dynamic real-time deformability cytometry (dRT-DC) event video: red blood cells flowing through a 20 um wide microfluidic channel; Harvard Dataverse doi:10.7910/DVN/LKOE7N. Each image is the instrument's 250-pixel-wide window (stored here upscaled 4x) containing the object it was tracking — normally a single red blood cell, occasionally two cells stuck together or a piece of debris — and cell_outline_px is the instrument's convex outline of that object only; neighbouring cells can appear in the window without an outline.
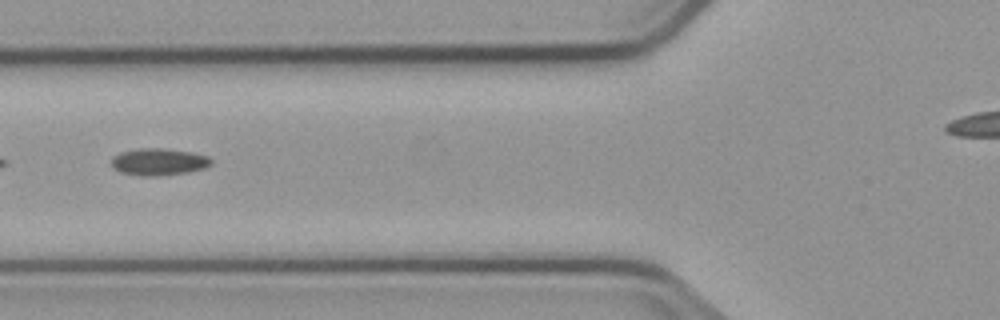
{"species": "common noctule bat (a hibernating species)", "species_latin": "Nyctalus noctula", "temperature_condition": "cold", "stored_images_in_passage": 5, "camera_frame_rate_fps": 3000, "um_per_image_px": 0.085, "animal": {"sex": "male", "body_mass_g": 23.1, "forearm_length_mm": 52.7}, "frame": {"image": 1, "passage_image": 3, "time_ms": 2.333, "image_size_px": [1000, 320], "cell_outline_px": [[212, 164], [204, 168], [188, 172], [160, 176], [140, 176], [120, 172], [112, 168], [112, 156], [120, 152], [140, 148], [164, 148], [192, 152], [208, 156], [212, 160]], "centroid_in_image_um": [13.48, 13.76], "position_along_channel_um": 112.3, "area_um2": 15.9}}
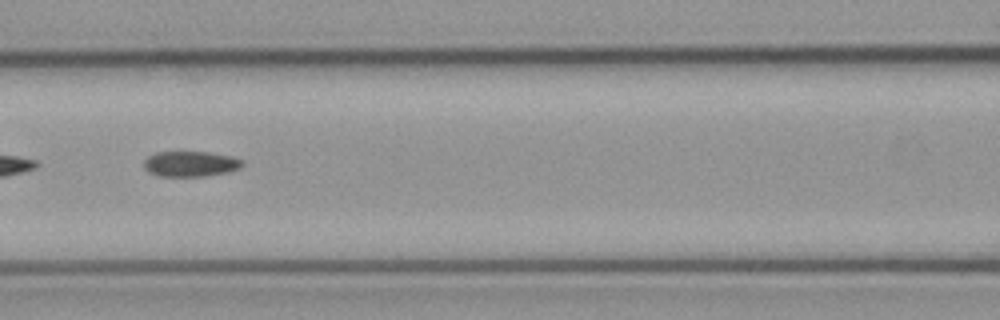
{"frame": {"image": 2, "passage_image": 4, "time_ms": 3.333, "image_size_px": [1000, 320], "cell_outline_px": [[244, 164], [240, 168], [228, 172], [204, 176], [160, 176], [148, 172], [144, 168], [144, 160], [148, 156], [156, 152], [208, 152], [228, 156], [244, 160]], "centroid_in_image_um": [16.18, 13.93], "position_along_channel_um": 150.4, "area_um2": 14.57}}
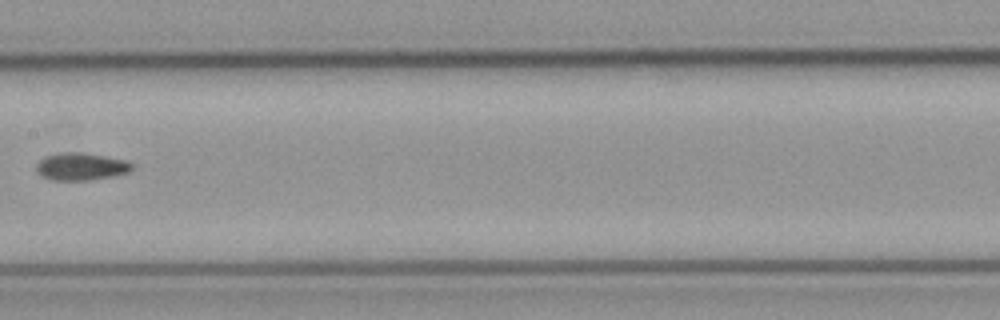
{"frame": {"image": 3, "passage_image": 5, "time_ms": 4.667, "image_size_px": [1000, 320], "cell_outline_px": [[132, 168], [128, 172], [116, 176], [92, 180], [52, 180], [40, 176], [36, 172], [36, 164], [44, 156], [64, 152], [80, 152], [104, 156], [124, 160], [132, 164]], "centroid_in_image_um": [6.85, 14.17], "position_along_channel_um": 200.6, "area_um2": 15.37}}